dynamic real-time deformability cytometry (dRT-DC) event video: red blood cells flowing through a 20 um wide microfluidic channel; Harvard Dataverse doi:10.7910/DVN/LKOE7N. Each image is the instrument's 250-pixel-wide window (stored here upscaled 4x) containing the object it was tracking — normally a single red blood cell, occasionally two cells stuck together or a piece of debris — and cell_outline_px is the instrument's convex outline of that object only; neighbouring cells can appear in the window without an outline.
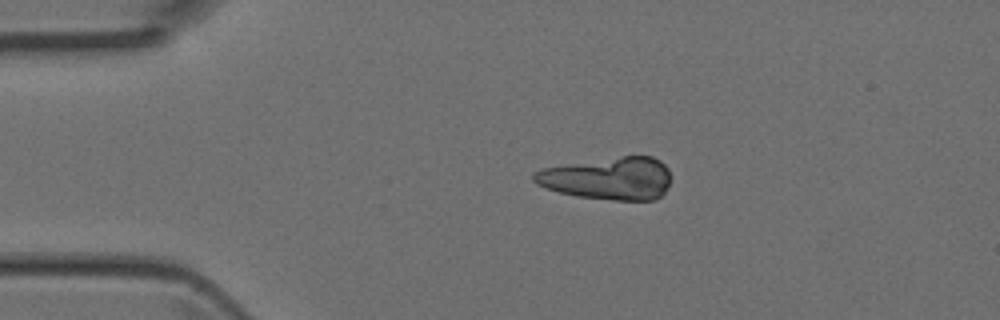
{"species": "Egyptian fruit bat (a non-hibernating species)", "species_latin": "Rousettus aegyptiacus", "temperature_condition": "room temperature", "stored_images_in_passage": 3, "camera_frame_rate_fps": 3000, "um_per_image_px": 0.085, "animal": {"sex": "female"}, "frame": {"image": 1, "passage_image": 3, "time_ms": 0.667, "image_size_px": [1000, 320], "cell_outline_px": [[668, 184], [664, 192], [656, 200], [612, 200], [576, 196], [560, 192], [536, 184], [532, 180], [532, 172], [544, 168], [568, 164], [624, 156], [652, 156], [660, 160], [668, 168]], "centroid_in_image_um": [51.7, 15.17], "position_along_channel_um": 33.3, "area_um2": 33.7}}